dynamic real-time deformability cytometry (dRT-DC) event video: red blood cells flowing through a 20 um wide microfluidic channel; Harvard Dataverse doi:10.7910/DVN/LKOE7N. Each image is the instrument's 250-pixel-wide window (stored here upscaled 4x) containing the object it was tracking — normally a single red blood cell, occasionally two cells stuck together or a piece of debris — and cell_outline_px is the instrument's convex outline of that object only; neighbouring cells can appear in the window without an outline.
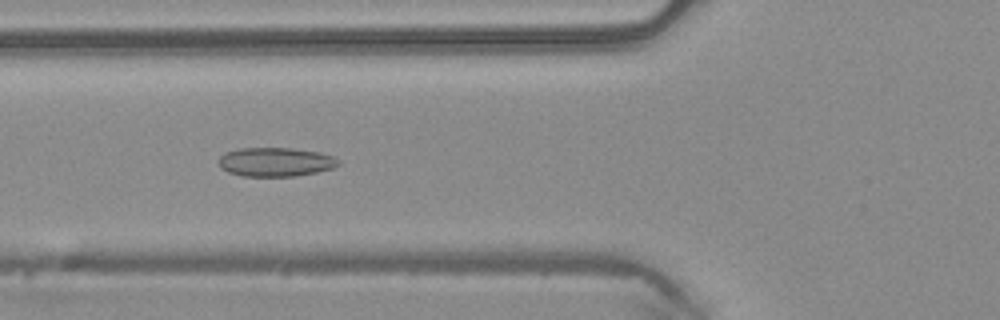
{"species": "common noctule bat (a hibernating species)", "species_latin": "Nyctalus noctula", "temperature_condition": "warm", "stored_images_in_passage": 47, "camera_frame_rate_fps": 3000, "um_per_image_px": 0.085, "animal": {"sex": "male", "body_mass_g": 20.4}, "frame": {"image": 1, "passage_image": 16, "time_ms": 5.0, "image_size_px": [1000, 320], "cell_outline_px": [[340, 164], [332, 168], [316, 172], [292, 176], [244, 176], [228, 172], [220, 168], [220, 156], [224, 152], [240, 148], [292, 148], [320, 152], [332, 156], [340, 160]], "centroid_in_image_um": [23.42, 13.76], "position_along_channel_um": 102.4, "area_um2": 20.17}}
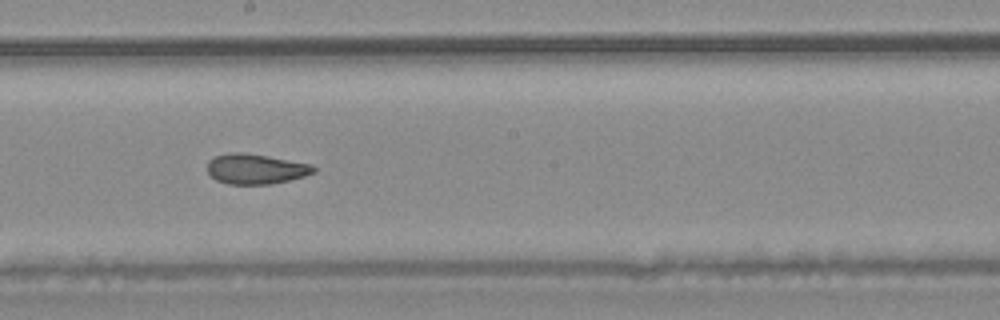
{"frame": {"image": 2, "passage_image": 25, "time_ms": 8.0, "image_size_px": [1000, 320], "cell_outline_px": [[316, 172], [304, 176], [272, 184], [228, 184], [216, 180], [208, 172], [208, 160], [216, 156], [232, 152], [244, 152], [268, 156], [312, 164], [316, 168]], "centroid_in_image_um": [21.75, 14.36], "position_along_channel_um": 226.5, "area_um2": 18.67}}
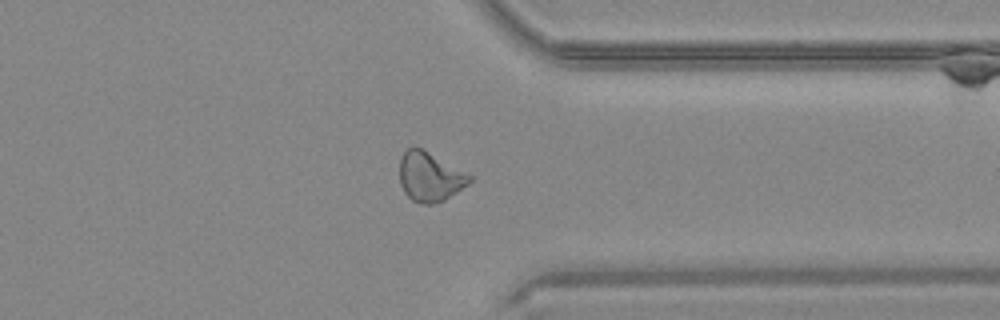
{"frame": {"image": 3, "passage_image": 36, "time_ms": 11.667, "image_size_px": [1000, 320], "cell_outline_px": [[472, 180], [468, 184], [444, 200], [432, 204], [424, 204], [412, 200], [404, 192], [400, 184], [400, 156], [408, 148], [420, 148], [428, 152], [472, 176]], "centroid_in_image_um": [36.51, 15.04], "position_along_channel_um": 374.9, "area_um2": 19.71}, "authors_computed_cell_mechanics": {"area_um2": 20.0566, "velocity_mm_per_s": 4.1259, "shape_relaxation_time_tau1_ms": null, "shape_relaxation_time_tau2_ms": 2.8366, "deformation_change_tau1": null, "deformation_change_tau2": 0.1035}}